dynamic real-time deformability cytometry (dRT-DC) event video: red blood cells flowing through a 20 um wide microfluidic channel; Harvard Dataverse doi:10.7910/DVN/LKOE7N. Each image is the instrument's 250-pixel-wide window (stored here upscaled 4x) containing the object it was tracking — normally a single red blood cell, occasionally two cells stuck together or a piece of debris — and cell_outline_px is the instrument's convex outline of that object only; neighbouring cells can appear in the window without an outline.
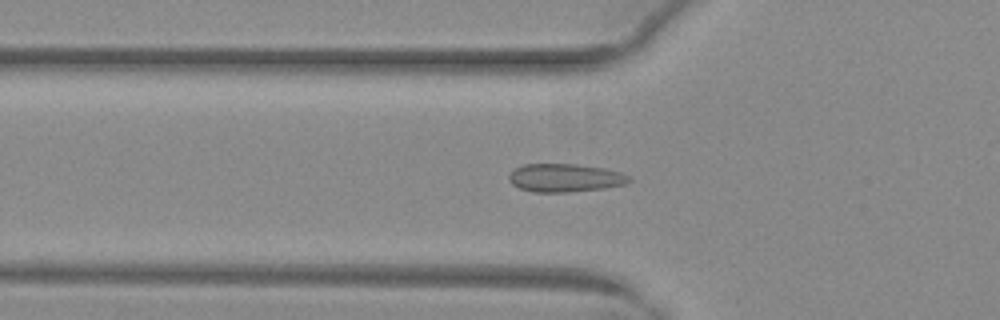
{"species": "common noctule bat (a hibernating species)", "species_latin": "Nyctalus noctula", "temperature_condition": "warm", "stored_images_in_passage": 52, "camera_frame_rate_fps": 3000, "um_per_image_px": 0.085, "animal": {"sex": "female", "body_mass_g": 29.2, "forearm_length_mm": 56.3}, "frame": {"image": 1, "passage_image": 19, "time_ms": 6.0, "image_size_px": [1000, 320], "cell_outline_px": [[632, 180], [624, 184], [604, 188], [568, 192], [532, 192], [520, 188], [512, 184], [508, 180], [508, 176], [516, 168], [524, 164], [576, 164], [604, 168], [620, 172], [628, 176]], "centroid_in_image_um": [48.01, 15.12], "position_along_channel_um": 77.8, "area_um2": 19.65}}
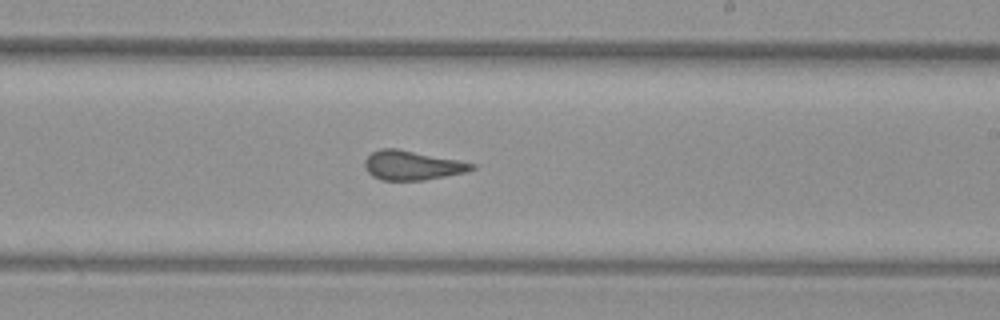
{"frame": {"image": 2, "passage_image": 32, "time_ms": 10.333, "image_size_px": [1000, 320], "cell_outline_px": [[476, 168], [468, 172], [424, 180], [380, 180], [372, 176], [368, 172], [364, 164], [364, 160], [372, 152], [380, 148], [396, 148], [476, 164]], "centroid_in_image_um": [35.02, 14.06], "position_along_channel_um": 254.0, "area_um2": 18.21}}
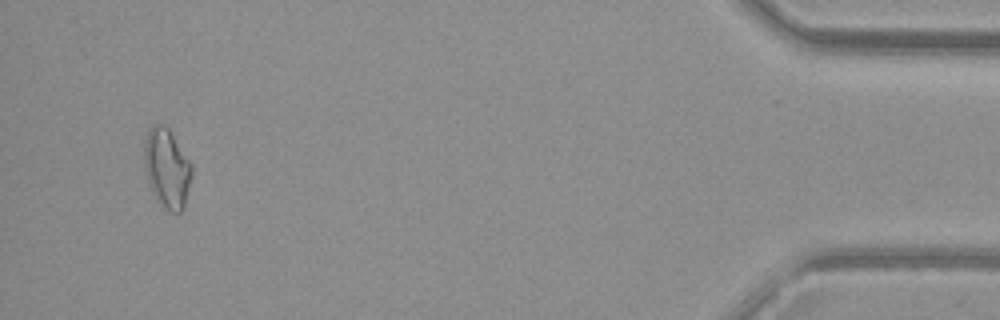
{"frame": {"image": 3, "passage_image": 50, "time_ms": 16.333, "image_size_px": [1000, 320], "cell_outline_px": [[192, 172], [184, 208], [180, 212], [168, 212], [160, 208], [156, 200], [148, 180], [144, 168], [144, 140], [152, 124], [164, 124], [168, 128], [192, 164]], "centroid_in_image_um": [14.17, 14.33], "position_along_channel_um": 421.0, "area_um2": 22.14}, "authors_computed_cell_mechanics": {"area_um2": 19.2185, "velocity_mm_per_s": 4.0567, "shape_relaxation_time_tau1_ms": null, "shape_relaxation_time_tau2_ms": 0.8432, "deformation_change_tau1": null, "deformation_change_tau2": 0.0644}}